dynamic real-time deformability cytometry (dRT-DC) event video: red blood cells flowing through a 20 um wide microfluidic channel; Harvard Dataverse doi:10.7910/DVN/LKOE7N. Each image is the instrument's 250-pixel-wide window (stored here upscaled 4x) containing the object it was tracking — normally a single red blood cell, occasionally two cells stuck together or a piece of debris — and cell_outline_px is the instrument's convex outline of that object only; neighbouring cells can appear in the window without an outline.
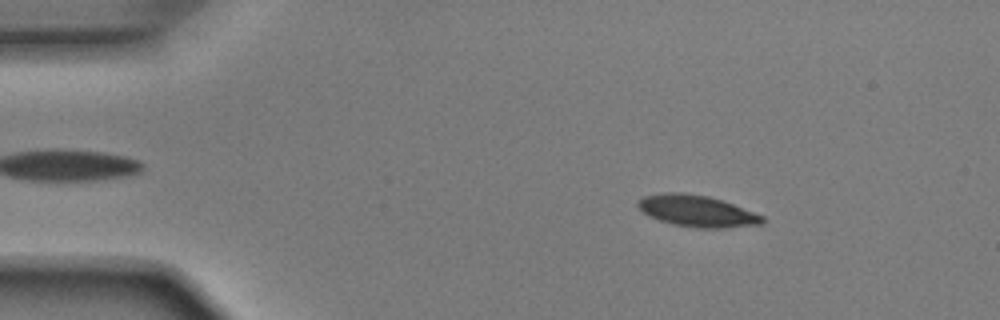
{"species": "Egyptian fruit bat (a non-hibernating species)", "species_latin": "Rousettus aegyptiacus", "temperature_condition": "room temperature", "stored_images_in_passage": 51, "camera_frame_rate_fps": 3000, "um_per_image_px": 0.085, "animal": {"sex": "male"}, "frame": {"image": 1, "passage_image": 7, "time_ms": 2.0, "image_size_px": [1000, 320], "cell_outline_px": [[764, 224], [724, 228], [696, 228], [672, 224], [648, 216], [636, 204], [644, 196], [664, 192], [680, 192], [708, 196], [732, 204], [764, 216]], "centroid_in_image_um": [59.25, 17.94], "position_along_channel_um": 25.8, "area_um2": 22.72}}
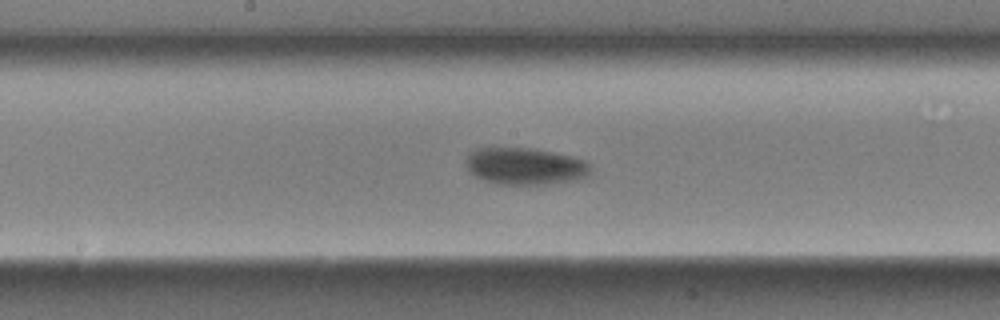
{"frame": {"image": 2, "passage_image": 26, "time_ms": 8.333, "image_size_px": [1000, 320], "cell_outline_px": [[592, 172], [588, 176], [576, 180], [544, 184], [496, 184], [484, 180], [468, 172], [464, 160], [476, 148], [492, 144], [532, 148], [572, 156], [584, 160], [592, 164]], "centroid_in_image_um": [44.59, 14.08], "position_along_channel_um": 203.6, "area_um2": 27.86}}
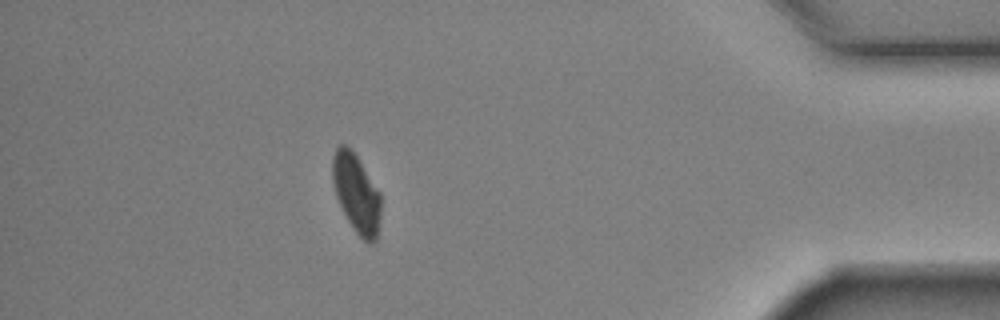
{"frame": {"image": 3, "passage_image": 45, "time_ms": 14.667, "image_size_px": [1000, 320], "cell_outline_px": [[380, 216], [376, 240], [372, 244], [368, 244], [356, 232], [348, 220], [336, 196], [332, 180], [332, 156], [336, 148], [340, 144], [344, 144], [352, 148], [380, 192]], "centroid_in_image_um": [30.28, 16.4], "position_along_channel_um": 404.9, "area_um2": 22.2}, "authors_computed_cell_mechanics": {"area_um2": 24.0448, "velocity_mm_per_s": 3.9016, "shape_relaxation_time_tau1_ms": 2.3069, "shape_relaxation_time_tau2_ms": null, "deformation_change_tau1": 0.1351, "deformation_change_tau2": null}}